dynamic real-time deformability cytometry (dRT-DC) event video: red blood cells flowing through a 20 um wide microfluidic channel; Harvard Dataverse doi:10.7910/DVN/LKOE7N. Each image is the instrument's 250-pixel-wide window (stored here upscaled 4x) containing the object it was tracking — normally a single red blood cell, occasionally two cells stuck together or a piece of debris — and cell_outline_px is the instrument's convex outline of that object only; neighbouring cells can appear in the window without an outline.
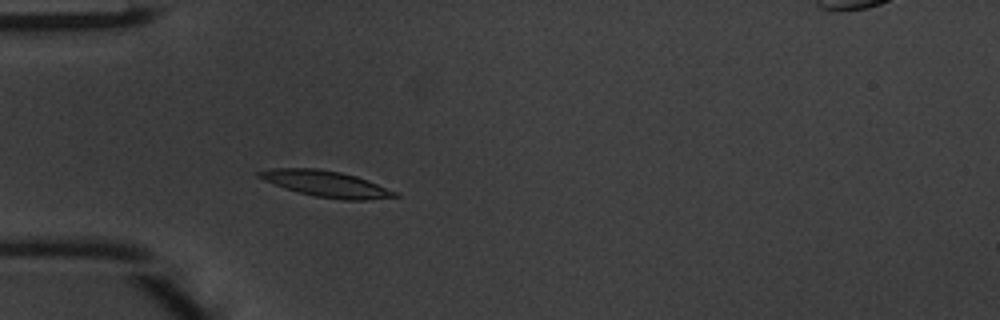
{"species": "common noctule bat (a hibernating species)", "species_latin": "Nyctalus noctula", "temperature_condition": "warm", "stored_images_in_passage": 36, "camera_frame_rate_fps": 3000, "um_per_image_px": 0.085, "animal": {"sex": "male", "body_mass_g": 20.1, "forearm_length_mm": 53.5}, "frame": {"image": 1, "passage_image": 2, "time_ms": 0.333, "image_size_px": [1000, 320], "cell_outline_px": [[400, 196], [368, 200], [344, 200], [316, 196], [284, 188], [264, 180], [256, 176], [256, 172], [272, 168], [316, 168], [340, 172], [356, 176], [368, 180], [400, 192]], "centroid_in_image_um": [27.77, 15.62], "position_along_channel_um": 57.2, "area_um2": 20.69}}
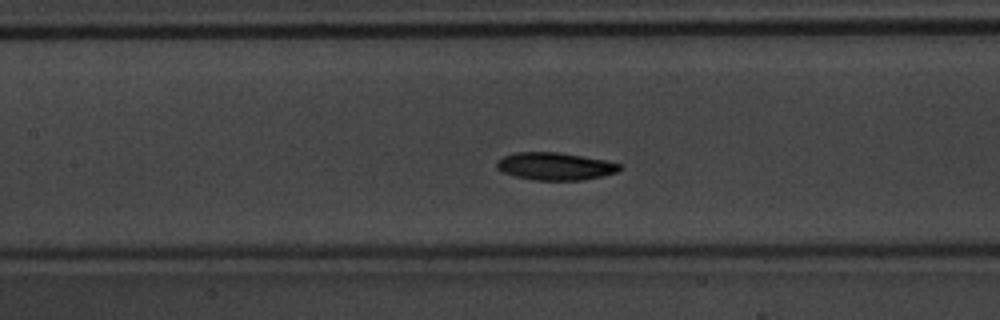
{"frame": {"image": 2, "passage_image": 10, "time_ms": 3.0, "image_size_px": [1000, 320], "cell_outline_px": [[624, 164], [616, 172], [584, 180], [532, 180], [516, 176], [504, 172], [496, 168], [496, 160], [504, 156], [516, 152], [560, 152], [604, 160]], "centroid_in_image_um": [47.17, 14.13], "position_along_channel_um": 160.2, "area_um2": 19.71}}
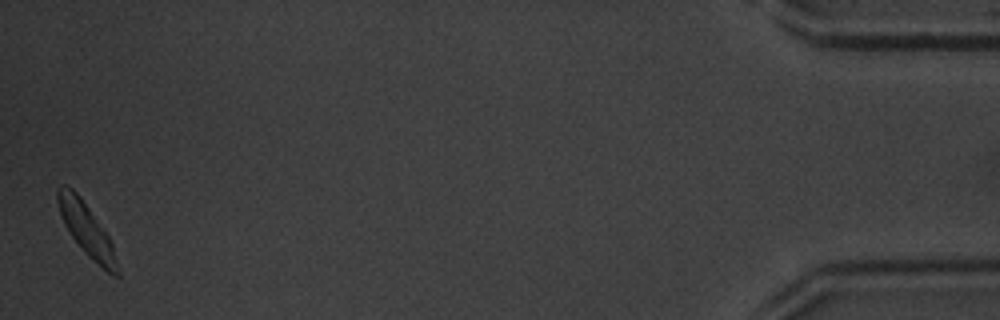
{"frame": {"image": 3, "passage_image": 36, "time_ms": 11.667, "image_size_px": [1000, 320], "cell_outline_px": [[120, 276], [116, 276], [108, 272], [92, 260], [84, 252], [72, 236], [64, 224], [56, 200], [56, 192], [60, 184], [64, 184], [72, 188], [80, 196], [108, 236], [112, 244], [120, 272]], "centroid_in_image_um": [7.34, 19.5], "position_along_channel_um": 427.9, "area_um2": 17.92}, "authors_computed_cell_mechanics": {"area_um2": 19.2474, "velocity_mm_per_s": 4.0906, "shape_relaxation_time_tau1_ms": 3.6649, "shape_relaxation_time_tau2_ms": null, "deformation_change_tau1": 0.1815, "deformation_change_tau2": null}}